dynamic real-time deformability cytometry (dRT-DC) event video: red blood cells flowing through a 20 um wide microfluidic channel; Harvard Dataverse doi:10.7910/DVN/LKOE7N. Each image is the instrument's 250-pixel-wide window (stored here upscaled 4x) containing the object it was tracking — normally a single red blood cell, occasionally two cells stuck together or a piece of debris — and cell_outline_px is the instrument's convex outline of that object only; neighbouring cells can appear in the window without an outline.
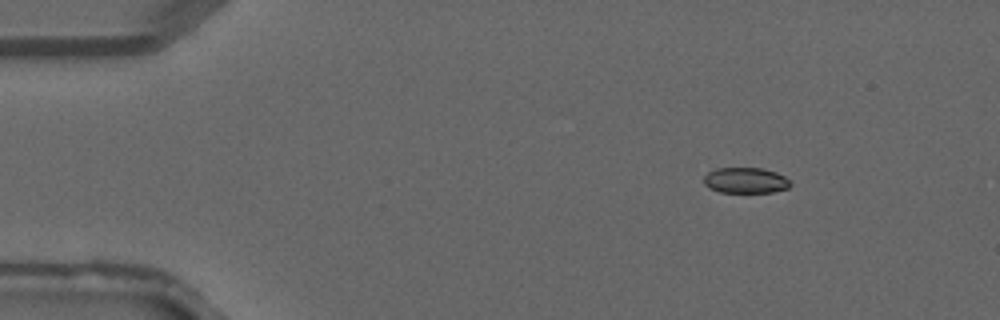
{"species": "common noctule bat (a hibernating species)", "species_latin": "Nyctalus noctula", "temperature_condition": "warm", "stored_images_in_passage": 39, "camera_frame_rate_fps": 3000, "um_per_image_px": 0.085, "animal": {"sex": "male", "forearm_length_mm": 52.5}, "frame": {"image": 1, "passage_image": 6, "time_ms": 1.667, "image_size_px": [1000, 320], "cell_outline_px": [[792, 184], [788, 188], [772, 192], [720, 192], [708, 188], [704, 184], [704, 176], [708, 172], [716, 168], [764, 168], [776, 172], [784, 176]], "centroid_in_image_um": [63.36, 15.33], "position_along_channel_um": 21.6, "area_um2": 13.01}}
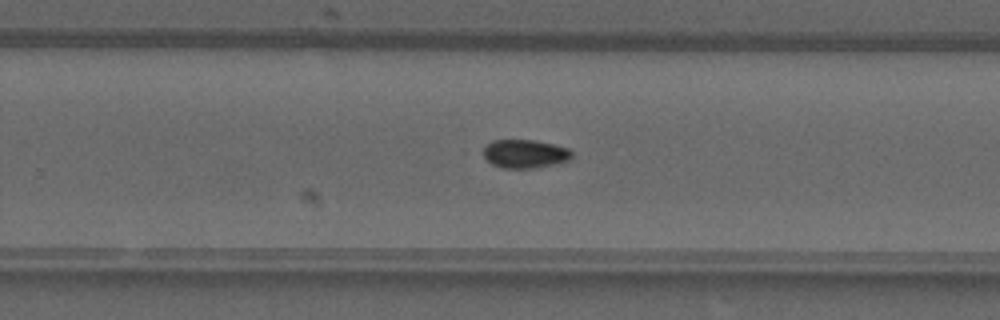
{"frame": {"image": 2, "passage_image": 26, "time_ms": 8.333, "image_size_px": [1000, 320], "cell_outline_px": [[572, 156], [568, 160], [536, 168], [504, 168], [492, 164], [476, 152], [476, 148], [492, 140], [532, 140], [552, 144], [568, 148], [572, 152]], "centroid_in_image_um": [44.45, 13.06], "position_along_channel_um": 285.4, "area_um2": 15.14}}
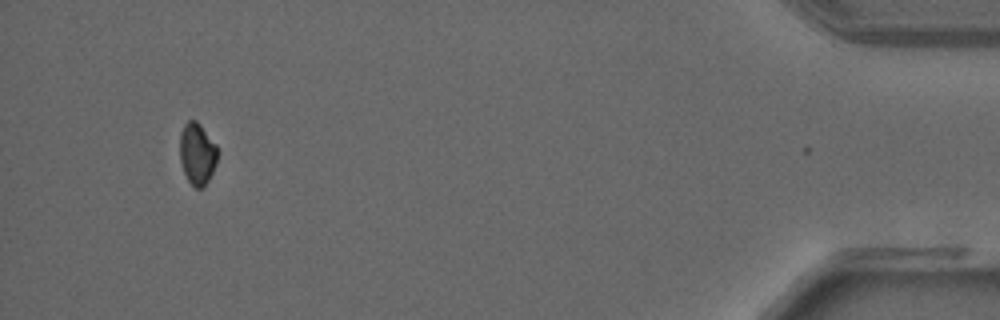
{"frame": {"image": 3, "passage_image": 38, "time_ms": 12.333, "image_size_px": [1000, 320], "cell_outline_px": [[216, 164], [208, 180], [200, 188], [196, 188], [188, 180], [184, 172], [180, 160], [180, 132], [184, 124], [188, 120], [196, 120], [200, 124], [216, 144]], "centroid_in_image_um": [16.74, 13.03], "position_along_channel_um": 418.5, "area_um2": 13.35}}